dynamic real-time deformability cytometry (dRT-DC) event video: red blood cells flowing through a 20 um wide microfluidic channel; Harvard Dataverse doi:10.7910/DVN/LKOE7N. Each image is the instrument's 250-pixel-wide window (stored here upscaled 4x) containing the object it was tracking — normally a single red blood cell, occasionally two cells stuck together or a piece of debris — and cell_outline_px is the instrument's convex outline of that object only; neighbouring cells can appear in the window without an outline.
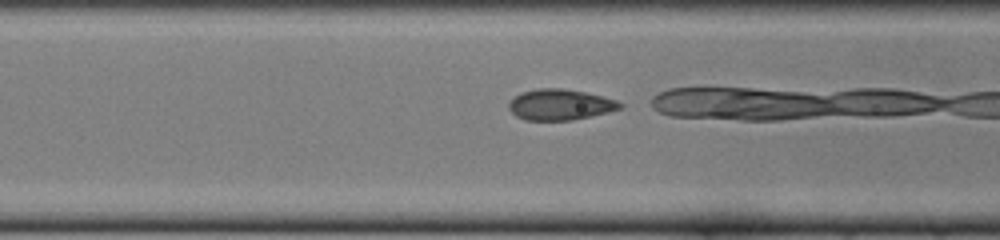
{"species": "common noctule bat (a hibernating species)", "species_latin": "Nyctalus noctula", "temperature_condition": "cold", "stored_images_in_passage": 32, "camera_frame_rate_fps": 3000, "um_per_image_px": 0.085, "animal": {"sex": "female", "body_mass_g": 22.0, "forearm_length_mm": 56.7}, "frame": {"image": 1, "passage_image": 15, "time_ms": 4.667, "image_size_px": [1000, 240], "cell_outline_px": [[624, 104], [620, 108], [608, 112], [572, 120], [524, 120], [516, 116], [508, 108], [508, 104], [520, 92], [536, 88], [560, 88], [584, 92], [604, 96], [616, 100]], "centroid_in_image_um": [47.6, 8.89], "position_along_channel_um": 119.0, "area_um2": 19.94}}
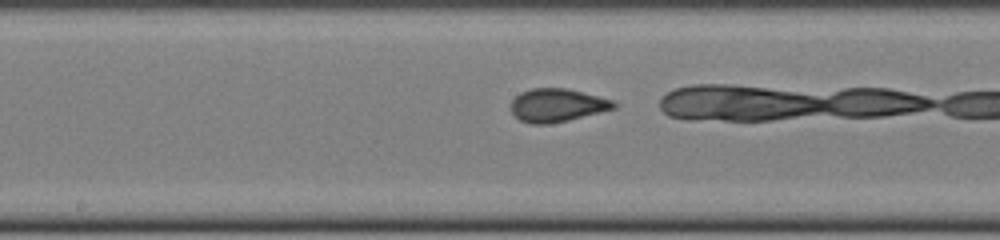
{"frame": {"image": 2, "passage_image": 21, "time_ms": 6.667, "image_size_px": [1000, 240], "cell_outline_px": [[616, 108], [568, 120], [548, 124], [528, 124], [520, 120], [512, 112], [512, 100], [520, 92], [532, 88], [564, 88], [612, 100], [616, 104]], "centroid_in_image_um": [47.32, 8.95], "position_along_channel_um": 200.9, "area_um2": 19.59}}